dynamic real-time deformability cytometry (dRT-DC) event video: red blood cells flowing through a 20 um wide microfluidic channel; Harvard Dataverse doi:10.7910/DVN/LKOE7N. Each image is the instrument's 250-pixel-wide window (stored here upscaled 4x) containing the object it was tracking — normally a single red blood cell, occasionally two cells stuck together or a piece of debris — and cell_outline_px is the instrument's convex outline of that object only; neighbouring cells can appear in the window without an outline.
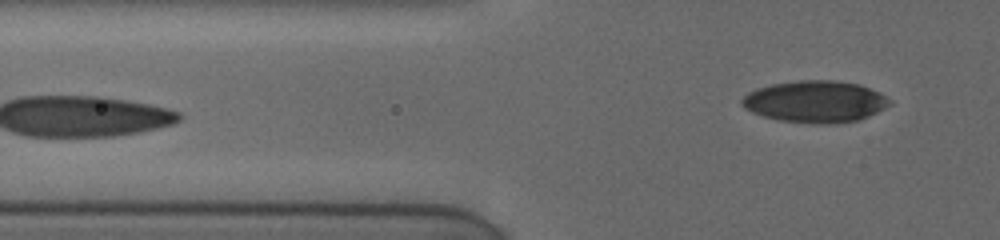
{"species": "human", "species_latin": "Homo sapiens", "temperature_condition": "cold", "stored_images_in_passage": 17, "segment_of_instrument_passage": [2, 2], "camera_frame_rate_fps": 3000, "um_per_image_px": 0.085, "donor": {"sex": "female"}, "frame": {"image": 1, "passage_image": 17, "time_ms": 6.667, "image_size_px": [1000, 240], "cell_outline_px": [[892, 104], [868, 116], [856, 120], [828, 124], [816, 124], [780, 120], [764, 116], [752, 112], [744, 108], [740, 104], [740, 100], [748, 92], [756, 88], [772, 84], [800, 80], [832, 80], [860, 84], [880, 92], [892, 100]], "centroid_in_image_um": [69.29, 8.63], "position_along_channel_um": 56.5, "area_um2": 36.01}}